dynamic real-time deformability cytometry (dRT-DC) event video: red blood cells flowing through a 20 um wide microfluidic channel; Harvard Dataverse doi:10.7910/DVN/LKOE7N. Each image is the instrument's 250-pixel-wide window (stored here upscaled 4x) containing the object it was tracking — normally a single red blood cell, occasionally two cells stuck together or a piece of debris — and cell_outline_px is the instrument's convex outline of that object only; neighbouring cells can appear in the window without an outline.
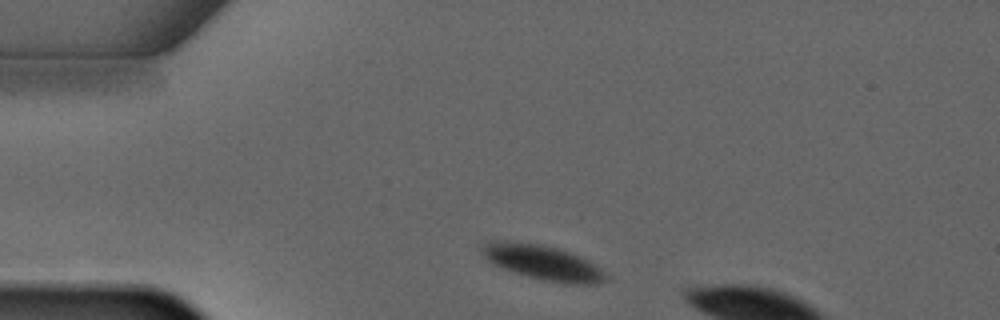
{"species": "common noctule bat (a hibernating species)", "species_latin": "Nyctalus noctula", "temperature_condition": "warm", "stored_images_in_passage": 3, "camera_frame_rate_fps": 3000, "um_per_image_px": 0.085, "animal": {"sex": "male", "forearm_length_mm": 52.5}, "frame": {"image": 1, "passage_image": 1, "time_ms": 0.0, "image_size_px": [1000, 320], "cell_outline_px": [[608, 280], [596, 284], [564, 284], [544, 280], [528, 276], [492, 264], [480, 252], [480, 244], [488, 240], [508, 240], [540, 244], [556, 248], [580, 256], [596, 264], [608, 276]], "centroid_in_image_um": [46.11, 22.3], "position_along_channel_um": 38.9, "area_um2": 25.37}}